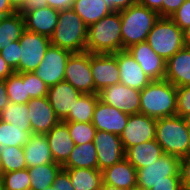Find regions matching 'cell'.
<instances>
[{"label": "cell", "mask_w": 190, "mask_h": 190, "mask_svg": "<svg viewBox=\"0 0 190 190\" xmlns=\"http://www.w3.org/2000/svg\"><path fill=\"white\" fill-rule=\"evenodd\" d=\"M140 113L155 119L177 115V87L167 80L151 81L140 91Z\"/></svg>", "instance_id": "1"}, {"label": "cell", "mask_w": 190, "mask_h": 190, "mask_svg": "<svg viewBox=\"0 0 190 190\" xmlns=\"http://www.w3.org/2000/svg\"><path fill=\"white\" fill-rule=\"evenodd\" d=\"M123 50L120 11L112 12L88 26L86 51L113 54Z\"/></svg>", "instance_id": "2"}, {"label": "cell", "mask_w": 190, "mask_h": 190, "mask_svg": "<svg viewBox=\"0 0 190 190\" xmlns=\"http://www.w3.org/2000/svg\"><path fill=\"white\" fill-rule=\"evenodd\" d=\"M87 31L88 26L72 8L60 10L50 41L52 45L72 53L85 52Z\"/></svg>", "instance_id": "3"}, {"label": "cell", "mask_w": 190, "mask_h": 190, "mask_svg": "<svg viewBox=\"0 0 190 190\" xmlns=\"http://www.w3.org/2000/svg\"><path fill=\"white\" fill-rule=\"evenodd\" d=\"M123 49L146 41L155 22L160 18L156 11L138 3L120 11Z\"/></svg>", "instance_id": "4"}, {"label": "cell", "mask_w": 190, "mask_h": 190, "mask_svg": "<svg viewBox=\"0 0 190 190\" xmlns=\"http://www.w3.org/2000/svg\"><path fill=\"white\" fill-rule=\"evenodd\" d=\"M155 139L163 153L184 158L190 155V136L185 119L180 116L158 118Z\"/></svg>", "instance_id": "5"}, {"label": "cell", "mask_w": 190, "mask_h": 190, "mask_svg": "<svg viewBox=\"0 0 190 190\" xmlns=\"http://www.w3.org/2000/svg\"><path fill=\"white\" fill-rule=\"evenodd\" d=\"M146 42L165 61L185 47L183 30L170 17H160L155 22Z\"/></svg>", "instance_id": "6"}, {"label": "cell", "mask_w": 190, "mask_h": 190, "mask_svg": "<svg viewBox=\"0 0 190 190\" xmlns=\"http://www.w3.org/2000/svg\"><path fill=\"white\" fill-rule=\"evenodd\" d=\"M180 160L163 153L154 163L137 170V187L150 190L160 182L181 181Z\"/></svg>", "instance_id": "7"}, {"label": "cell", "mask_w": 190, "mask_h": 190, "mask_svg": "<svg viewBox=\"0 0 190 190\" xmlns=\"http://www.w3.org/2000/svg\"><path fill=\"white\" fill-rule=\"evenodd\" d=\"M19 41L21 57L17 73H33L51 44L50 38L25 29Z\"/></svg>", "instance_id": "8"}, {"label": "cell", "mask_w": 190, "mask_h": 190, "mask_svg": "<svg viewBox=\"0 0 190 190\" xmlns=\"http://www.w3.org/2000/svg\"><path fill=\"white\" fill-rule=\"evenodd\" d=\"M64 81L83 94H96L90 67V52L72 53L66 63Z\"/></svg>", "instance_id": "9"}, {"label": "cell", "mask_w": 190, "mask_h": 190, "mask_svg": "<svg viewBox=\"0 0 190 190\" xmlns=\"http://www.w3.org/2000/svg\"><path fill=\"white\" fill-rule=\"evenodd\" d=\"M72 52L50 44L45 56L33 72L48 87L64 81L66 63Z\"/></svg>", "instance_id": "10"}, {"label": "cell", "mask_w": 190, "mask_h": 190, "mask_svg": "<svg viewBox=\"0 0 190 190\" xmlns=\"http://www.w3.org/2000/svg\"><path fill=\"white\" fill-rule=\"evenodd\" d=\"M157 119L142 113L129 115L127 125L120 135V139L126 151L134 145L155 139Z\"/></svg>", "instance_id": "11"}, {"label": "cell", "mask_w": 190, "mask_h": 190, "mask_svg": "<svg viewBox=\"0 0 190 190\" xmlns=\"http://www.w3.org/2000/svg\"><path fill=\"white\" fill-rule=\"evenodd\" d=\"M99 99L129 115L140 113V91L122 83L110 85L100 91Z\"/></svg>", "instance_id": "12"}, {"label": "cell", "mask_w": 190, "mask_h": 190, "mask_svg": "<svg viewBox=\"0 0 190 190\" xmlns=\"http://www.w3.org/2000/svg\"><path fill=\"white\" fill-rule=\"evenodd\" d=\"M96 148L98 170L104 169L119 163L125 158V151L117 134L106 131H96L93 139Z\"/></svg>", "instance_id": "13"}, {"label": "cell", "mask_w": 190, "mask_h": 190, "mask_svg": "<svg viewBox=\"0 0 190 190\" xmlns=\"http://www.w3.org/2000/svg\"><path fill=\"white\" fill-rule=\"evenodd\" d=\"M90 67L96 94L110 85L120 83V72L114 54H91Z\"/></svg>", "instance_id": "14"}, {"label": "cell", "mask_w": 190, "mask_h": 190, "mask_svg": "<svg viewBox=\"0 0 190 190\" xmlns=\"http://www.w3.org/2000/svg\"><path fill=\"white\" fill-rule=\"evenodd\" d=\"M126 50L138 62L149 79L165 80L166 61L156 54L146 41L131 45Z\"/></svg>", "instance_id": "15"}, {"label": "cell", "mask_w": 190, "mask_h": 190, "mask_svg": "<svg viewBox=\"0 0 190 190\" xmlns=\"http://www.w3.org/2000/svg\"><path fill=\"white\" fill-rule=\"evenodd\" d=\"M128 118L129 114L98 99L91 123L97 131H106L120 136L127 125Z\"/></svg>", "instance_id": "16"}, {"label": "cell", "mask_w": 190, "mask_h": 190, "mask_svg": "<svg viewBox=\"0 0 190 190\" xmlns=\"http://www.w3.org/2000/svg\"><path fill=\"white\" fill-rule=\"evenodd\" d=\"M31 133L46 134L60 120L46 97L33 98L27 103Z\"/></svg>", "instance_id": "17"}, {"label": "cell", "mask_w": 190, "mask_h": 190, "mask_svg": "<svg viewBox=\"0 0 190 190\" xmlns=\"http://www.w3.org/2000/svg\"><path fill=\"white\" fill-rule=\"evenodd\" d=\"M82 94L70 83L62 81L49 87L47 98L57 118L64 121Z\"/></svg>", "instance_id": "18"}, {"label": "cell", "mask_w": 190, "mask_h": 190, "mask_svg": "<svg viewBox=\"0 0 190 190\" xmlns=\"http://www.w3.org/2000/svg\"><path fill=\"white\" fill-rule=\"evenodd\" d=\"M117 59L120 83L136 90H143L152 80L146 76L138 62L127 50L113 53Z\"/></svg>", "instance_id": "19"}, {"label": "cell", "mask_w": 190, "mask_h": 190, "mask_svg": "<svg viewBox=\"0 0 190 190\" xmlns=\"http://www.w3.org/2000/svg\"><path fill=\"white\" fill-rule=\"evenodd\" d=\"M45 135L54 162L63 165L75 146L69 134L68 126L63 121H60Z\"/></svg>", "instance_id": "20"}, {"label": "cell", "mask_w": 190, "mask_h": 190, "mask_svg": "<svg viewBox=\"0 0 190 190\" xmlns=\"http://www.w3.org/2000/svg\"><path fill=\"white\" fill-rule=\"evenodd\" d=\"M25 29L51 37L58 23L59 10L50 6L27 12L24 16Z\"/></svg>", "instance_id": "21"}, {"label": "cell", "mask_w": 190, "mask_h": 190, "mask_svg": "<svg viewBox=\"0 0 190 190\" xmlns=\"http://www.w3.org/2000/svg\"><path fill=\"white\" fill-rule=\"evenodd\" d=\"M136 175L135 167L124 158L102 171L103 185L131 190L137 186Z\"/></svg>", "instance_id": "22"}, {"label": "cell", "mask_w": 190, "mask_h": 190, "mask_svg": "<svg viewBox=\"0 0 190 190\" xmlns=\"http://www.w3.org/2000/svg\"><path fill=\"white\" fill-rule=\"evenodd\" d=\"M165 80L176 87L190 85V48H182L166 61Z\"/></svg>", "instance_id": "23"}, {"label": "cell", "mask_w": 190, "mask_h": 190, "mask_svg": "<svg viewBox=\"0 0 190 190\" xmlns=\"http://www.w3.org/2000/svg\"><path fill=\"white\" fill-rule=\"evenodd\" d=\"M23 148L27 168L54 163L45 134L32 133Z\"/></svg>", "instance_id": "24"}, {"label": "cell", "mask_w": 190, "mask_h": 190, "mask_svg": "<svg viewBox=\"0 0 190 190\" xmlns=\"http://www.w3.org/2000/svg\"><path fill=\"white\" fill-rule=\"evenodd\" d=\"M162 155L163 150L156 139L134 145L125 151V158L136 170L154 163Z\"/></svg>", "instance_id": "25"}, {"label": "cell", "mask_w": 190, "mask_h": 190, "mask_svg": "<svg viewBox=\"0 0 190 190\" xmlns=\"http://www.w3.org/2000/svg\"><path fill=\"white\" fill-rule=\"evenodd\" d=\"M65 169L75 190H101L103 185L102 171L87 168Z\"/></svg>", "instance_id": "26"}, {"label": "cell", "mask_w": 190, "mask_h": 190, "mask_svg": "<svg viewBox=\"0 0 190 190\" xmlns=\"http://www.w3.org/2000/svg\"><path fill=\"white\" fill-rule=\"evenodd\" d=\"M72 9L87 26L112 13L103 0H74Z\"/></svg>", "instance_id": "27"}, {"label": "cell", "mask_w": 190, "mask_h": 190, "mask_svg": "<svg viewBox=\"0 0 190 190\" xmlns=\"http://www.w3.org/2000/svg\"><path fill=\"white\" fill-rule=\"evenodd\" d=\"M62 168L98 169L96 148L93 141L75 145Z\"/></svg>", "instance_id": "28"}, {"label": "cell", "mask_w": 190, "mask_h": 190, "mask_svg": "<svg viewBox=\"0 0 190 190\" xmlns=\"http://www.w3.org/2000/svg\"><path fill=\"white\" fill-rule=\"evenodd\" d=\"M24 30L25 20L19 12L2 17L0 20V50L19 40Z\"/></svg>", "instance_id": "29"}, {"label": "cell", "mask_w": 190, "mask_h": 190, "mask_svg": "<svg viewBox=\"0 0 190 190\" xmlns=\"http://www.w3.org/2000/svg\"><path fill=\"white\" fill-rule=\"evenodd\" d=\"M61 169L62 165L56 162L28 168L30 190H42L52 186Z\"/></svg>", "instance_id": "30"}, {"label": "cell", "mask_w": 190, "mask_h": 190, "mask_svg": "<svg viewBox=\"0 0 190 190\" xmlns=\"http://www.w3.org/2000/svg\"><path fill=\"white\" fill-rule=\"evenodd\" d=\"M99 99V94H82L77 103L73 106V110L63 122H92L94 109Z\"/></svg>", "instance_id": "31"}, {"label": "cell", "mask_w": 190, "mask_h": 190, "mask_svg": "<svg viewBox=\"0 0 190 190\" xmlns=\"http://www.w3.org/2000/svg\"><path fill=\"white\" fill-rule=\"evenodd\" d=\"M28 112L27 103L15 104L9 102L0 112V120L17 128H23V131L31 132Z\"/></svg>", "instance_id": "32"}, {"label": "cell", "mask_w": 190, "mask_h": 190, "mask_svg": "<svg viewBox=\"0 0 190 190\" xmlns=\"http://www.w3.org/2000/svg\"><path fill=\"white\" fill-rule=\"evenodd\" d=\"M31 134L30 131H23V128H17L0 120V153L5 145L23 147L29 141Z\"/></svg>", "instance_id": "33"}, {"label": "cell", "mask_w": 190, "mask_h": 190, "mask_svg": "<svg viewBox=\"0 0 190 190\" xmlns=\"http://www.w3.org/2000/svg\"><path fill=\"white\" fill-rule=\"evenodd\" d=\"M3 173L26 169L24 148L20 146H4L0 153Z\"/></svg>", "instance_id": "34"}, {"label": "cell", "mask_w": 190, "mask_h": 190, "mask_svg": "<svg viewBox=\"0 0 190 190\" xmlns=\"http://www.w3.org/2000/svg\"><path fill=\"white\" fill-rule=\"evenodd\" d=\"M6 92L9 102L25 104L31 99L27 96L26 81L19 73H13L5 80Z\"/></svg>", "instance_id": "35"}, {"label": "cell", "mask_w": 190, "mask_h": 190, "mask_svg": "<svg viewBox=\"0 0 190 190\" xmlns=\"http://www.w3.org/2000/svg\"><path fill=\"white\" fill-rule=\"evenodd\" d=\"M0 185L7 190H30V176L28 168L3 173Z\"/></svg>", "instance_id": "36"}, {"label": "cell", "mask_w": 190, "mask_h": 190, "mask_svg": "<svg viewBox=\"0 0 190 190\" xmlns=\"http://www.w3.org/2000/svg\"><path fill=\"white\" fill-rule=\"evenodd\" d=\"M69 129V134L74 141L75 145H80L83 143H88L93 141L96 128L91 122L89 123H79V122H64Z\"/></svg>", "instance_id": "37"}, {"label": "cell", "mask_w": 190, "mask_h": 190, "mask_svg": "<svg viewBox=\"0 0 190 190\" xmlns=\"http://www.w3.org/2000/svg\"><path fill=\"white\" fill-rule=\"evenodd\" d=\"M26 81L27 96L30 99L46 97L49 87L34 73H19Z\"/></svg>", "instance_id": "38"}, {"label": "cell", "mask_w": 190, "mask_h": 190, "mask_svg": "<svg viewBox=\"0 0 190 190\" xmlns=\"http://www.w3.org/2000/svg\"><path fill=\"white\" fill-rule=\"evenodd\" d=\"M20 41L17 40L0 50V55L7 62L8 66L17 73V66L20 61Z\"/></svg>", "instance_id": "39"}, {"label": "cell", "mask_w": 190, "mask_h": 190, "mask_svg": "<svg viewBox=\"0 0 190 190\" xmlns=\"http://www.w3.org/2000/svg\"><path fill=\"white\" fill-rule=\"evenodd\" d=\"M177 116H190V85L177 87Z\"/></svg>", "instance_id": "40"}, {"label": "cell", "mask_w": 190, "mask_h": 190, "mask_svg": "<svg viewBox=\"0 0 190 190\" xmlns=\"http://www.w3.org/2000/svg\"><path fill=\"white\" fill-rule=\"evenodd\" d=\"M170 18L181 30L190 26V0H185L184 3L170 16Z\"/></svg>", "instance_id": "41"}, {"label": "cell", "mask_w": 190, "mask_h": 190, "mask_svg": "<svg viewBox=\"0 0 190 190\" xmlns=\"http://www.w3.org/2000/svg\"><path fill=\"white\" fill-rule=\"evenodd\" d=\"M53 186L56 187V190H75L65 169H61L56 175Z\"/></svg>", "instance_id": "42"}, {"label": "cell", "mask_w": 190, "mask_h": 190, "mask_svg": "<svg viewBox=\"0 0 190 190\" xmlns=\"http://www.w3.org/2000/svg\"><path fill=\"white\" fill-rule=\"evenodd\" d=\"M180 176L182 188L190 190V155L180 160Z\"/></svg>", "instance_id": "43"}, {"label": "cell", "mask_w": 190, "mask_h": 190, "mask_svg": "<svg viewBox=\"0 0 190 190\" xmlns=\"http://www.w3.org/2000/svg\"><path fill=\"white\" fill-rule=\"evenodd\" d=\"M47 6V0H23L22 4L17 9V12L24 16L27 12L40 8H45Z\"/></svg>", "instance_id": "44"}, {"label": "cell", "mask_w": 190, "mask_h": 190, "mask_svg": "<svg viewBox=\"0 0 190 190\" xmlns=\"http://www.w3.org/2000/svg\"><path fill=\"white\" fill-rule=\"evenodd\" d=\"M112 12H119L137 3V0H103Z\"/></svg>", "instance_id": "45"}, {"label": "cell", "mask_w": 190, "mask_h": 190, "mask_svg": "<svg viewBox=\"0 0 190 190\" xmlns=\"http://www.w3.org/2000/svg\"><path fill=\"white\" fill-rule=\"evenodd\" d=\"M185 0H163L162 17H170Z\"/></svg>", "instance_id": "46"}, {"label": "cell", "mask_w": 190, "mask_h": 190, "mask_svg": "<svg viewBox=\"0 0 190 190\" xmlns=\"http://www.w3.org/2000/svg\"><path fill=\"white\" fill-rule=\"evenodd\" d=\"M162 2L163 0H137L138 4L156 11L159 14V17H162Z\"/></svg>", "instance_id": "47"}, {"label": "cell", "mask_w": 190, "mask_h": 190, "mask_svg": "<svg viewBox=\"0 0 190 190\" xmlns=\"http://www.w3.org/2000/svg\"><path fill=\"white\" fill-rule=\"evenodd\" d=\"M181 181L160 182L153 186L150 190H181Z\"/></svg>", "instance_id": "48"}, {"label": "cell", "mask_w": 190, "mask_h": 190, "mask_svg": "<svg viewBox=\"0 0 190 190\" xmlns=\"http://www.w3.org/2000/svg\"><path fill=\"white\" fill-rule=\"evenodd\" d=\"M74 0H47L48 6L56 10L70 9Z\"/></svg>", "instance_id": "49"}, {"label": "cell", "mask_w": 190, "mask_h": 190, "mask_svg": "<svg viewBox=\"0 0 190 190\" xmlns=\"http://www.w3.org/2000/svg\"><path fill=\"white\" fill-rule=\"evenodd\" d=\"M17 12L10 0H0V17H5Z\"/></svg>", "instance_id": "50"}, {"label": "cell", "mask_w": 190, "mask_h": 190, "mask_svg": "<svg viewBox=\"0 0 190 190\" xmlns=\"http://www.w3.org/2000/svg\"><path fill=\"white\" fill-rule=\"evenodd\" d=\"M14 71L8 66L7 62L0 55V79L6 80Z\"/></svg>", "instance_id": "51"}, {"label": "cell", "mask_w": 190, "mask_h": 190, "mask_svg": "<svg viewBox=\"0 0 190 190\" xmlns=\"http://www.w3.org/2000/svg\"><path fill=\"white\" fill-rule=\"evenodd\" d=\"M9 103L8 95L5 87V80L0 79V112Z\"/></svg>", "instance_id": "52"}, {"label": "cell", "mask_w": 190, "mask_h": 190, "mask_svg": "<svg viewBox=\"0 0 190 190\" xmlns=\"http://www.w3.org/2000/svg\"><path fill=\"white\" fill-rule=\"evenodd\" d=\"M183 40L185 47L190 48V26L183 30Z\"/></svg>", "instance_id": "53"}, {"label": "cell", "mask_w": 190, "mask_h": 190, "mask_svg": "<svg viewBox=\"0 0 190 190\" xmlns=\"http://www.w3.org/2000/svg\"><path fill=\"white\" fill-rule=\"evenodd\" d=\"M101 190H129V189H123V188H119V187H112L109 185H102Z\"/></svg>", "instance_id": "54"}, {"label": "cell", "mask_w": 190, "mask_h": 190, "mask_svg": "<svg viewBox=\"0 0 190 190\" xmlns=\"http://www.w3.org/2000/svg\"><path fill=\"white\" fill-rule=\"evenodd\" d=\"M10 1L16 9H18L23 2V0H10Z\"/></svg>", "instance_id": "55"}, {"label": "cell", "mask_w": 190, "mask_h": 190, "mask_svg": "<svg viewBox=\"0 0 190 190\" xmlns=\"http://www.w3.org/2000/svg\"><path fill=\"white\" fill-rule=\"evenodd\" d=\"M184 119H185V122H186V125H187V128H188V133H189V136H190V116H187Z\"/></svg>", "instance_id": "56"}, {"label": "cell", "mask_w": 190, "mask_h": 190, "mask_svg": "<svg viewBox=\"0 0 190 190\" xmlns=\"http://www.w3.org/2000/svg\"><path fill=\"white\" fill-rule=\"evenodd\" d=\"M42 190H56V187L52 185V186L44 188Z\"/></svg>", "instance_id": "57"}, {"label": "cell", "mask_w": 190, "mask_h": 190, "mask_svg": "<svg viewBox=\"0 0 190 190\" xmlns=\"http://www.w3.org/2000/svg\"><path fill=\"white\" fill-rule=\"evenodd\" d=\"M131 190H145V189H142V188H139V187H134L133 189H131Z\"/></svg>", "instance_id": "58"}, {"label": "cell", "mask_w": 190, "mask_h": 190, "mask_svg": "<svg viewBox=\"0 0 190 190\" xmlns=\"http://www.w3.org/2000/svg\"><path fill=\"white\" fill-rule=\"evenodd\" d=\"M2 174H3V172H2V168H1V162H0V180H1Z\"/></svg>", "instance_id": "59"}, {"label": "cell", "mask_w": 190, "mask_h": 190, "mask_svg": "<svg viewBox=\"0 0 190 190\" xmlns=\"http://www.w3.org/2000/svg\"><path fill=\"white\" fill-rule=\"evenodd\" d=\"M0 190H7V189L3 188V187L0 185Z\"/></svg>", "instance_id": "60"}]
</instances>
